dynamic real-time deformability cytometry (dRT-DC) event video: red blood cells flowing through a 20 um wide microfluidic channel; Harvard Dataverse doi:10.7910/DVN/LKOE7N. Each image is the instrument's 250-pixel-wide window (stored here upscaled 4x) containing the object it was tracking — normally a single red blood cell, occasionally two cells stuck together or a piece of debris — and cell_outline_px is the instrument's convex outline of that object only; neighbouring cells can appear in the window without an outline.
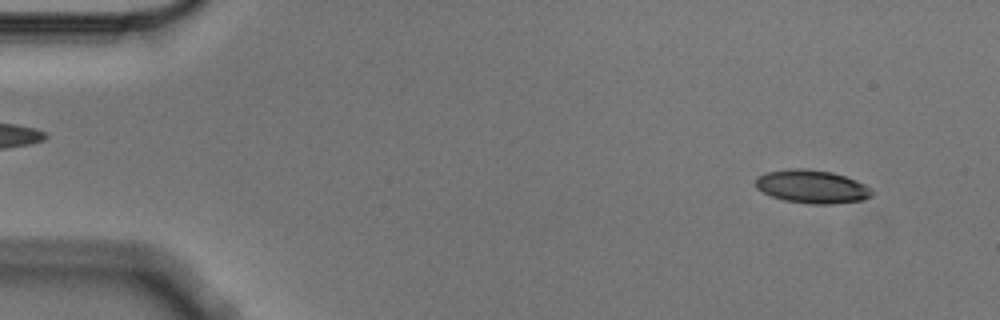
{"species": "Egyptian fruit bat (a non-hibernating species)", "species_latin": "Rousettus aegyptiacus", "temperature_condition": "cold", "stored_images_in_passage": 5, "segment_of_instrument_passage": [1, 2], "camera_frame_rate_fps": 3000, "um_per_image_px": 0.085, "animal": {"sex": "male"}, "frame": {"image": 1, "passage_image": 1, "time_ms": 0.0, "image_size_px": [1000, 320], "cell_outline_px": [[872, 196], [864, 200], [832, 204], [812, 204], [784, 200], [772, 196], [756, 188], [756, 176], [768, 172], [788, 168], [804, 168], [832, 172], [856, 180], [864, 184], [872, 192]], "centroid_in_image_um": [69.01, 15.86], "position_along_channel_um": 16.0, "area_um2": 22.48}}